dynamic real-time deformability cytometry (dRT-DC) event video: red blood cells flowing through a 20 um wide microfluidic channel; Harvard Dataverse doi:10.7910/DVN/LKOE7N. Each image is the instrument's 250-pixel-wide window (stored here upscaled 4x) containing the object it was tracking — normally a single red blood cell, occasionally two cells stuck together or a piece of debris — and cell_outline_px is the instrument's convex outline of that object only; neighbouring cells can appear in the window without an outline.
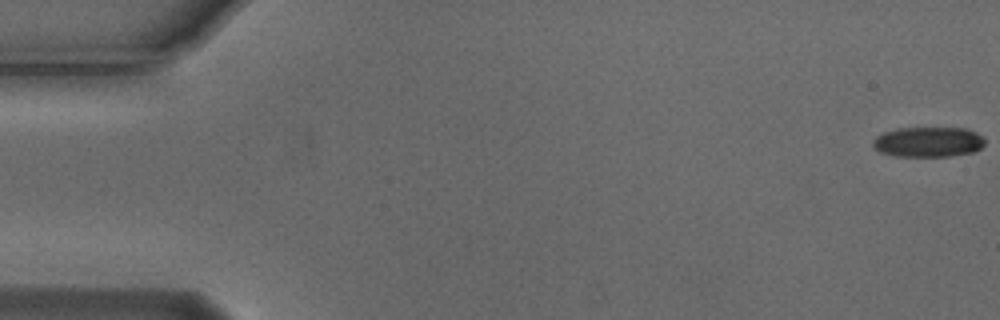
{"species": "Egyptian fruit bat (a non-hibernating species)", "species_latin": "Rousettus aegyptiacus", "temperature_condition": "cold", "stored_images_in_passage": 56, "camera_frame_rate_fps": 3000, "um_per_image_px": 0.085, "animal": {"sex": "male"}, "frame": {"image": 1, "passage_image": 1, "time_ms": 0.0, "image_size_px": [1000, 320], "cell_outline_px": [[984, 144], [976, 152], [948, 156], [896, 156], [880, 152], [872, 144], [872, 140], [876, 136], [884, 132], [896, 128], [968, 128], [984, 136]], "centroid_in_image_um": [78.92, 12.06], "position_along_channel_um": 6.1, "area_um2": 19.83}}
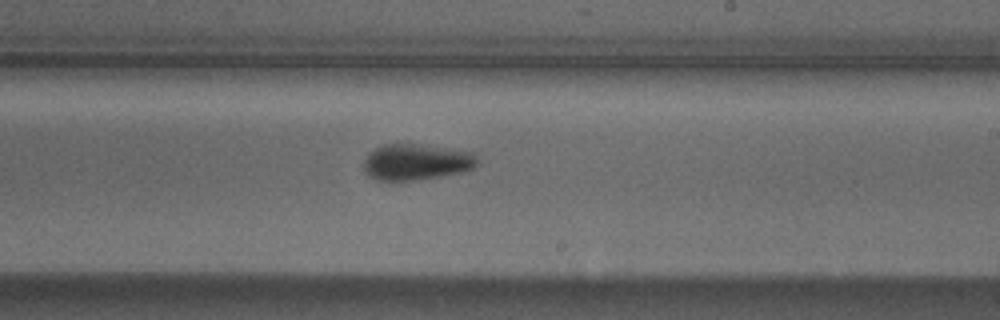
{"frame": {"image": 2, "passage_image": 33, "time_ms": 10.667, "image_size_px": [1000, 320], "cell_outline_px": [[480, 160], [472, 168], [460, 172], [440, 176], [412, 180], [376, 180], [364, 168], [364, 160], [368, 152], [384, 144], [416, 144], [472, 152]], "centroid_in_image_um": [35.38, 13.76], "position_along_channel_um": 253.6, "area_um2": 23.47}}
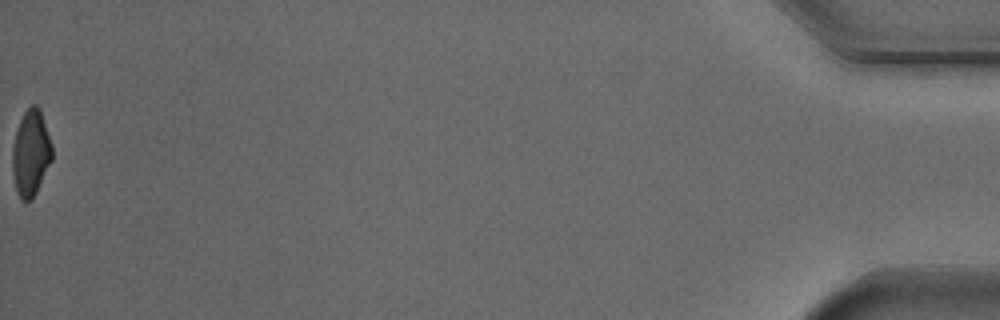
{"frame": {"image": 3, "passage_image": 56, "time_ms": 18.333, "image_size_px": [1000, 320], "cell_outline_px": [[52, 160], [32, 200], [20, 200], [16, 188], [12, 172], [12, 148], [16, 132], [20, 120], [24, 112], [32, 104], [36, 104], [40, 108], [52, 144]], "centroid_in_image_um": [2.62, 13.0], "position_along_channel_um": 432.6, "area_um2": 19.88}, "authors_computed_cell_mechanics": {"area_um2": 22.1663, "velocity_mm_per_s": 3.7288, "shape_relaxation_time_tau1_ms": 2.6632, "shape_relaxation_time_tau2_ms": null, "deformation_change_tau1": 0.1126, "deformation_change_tau2": null}}